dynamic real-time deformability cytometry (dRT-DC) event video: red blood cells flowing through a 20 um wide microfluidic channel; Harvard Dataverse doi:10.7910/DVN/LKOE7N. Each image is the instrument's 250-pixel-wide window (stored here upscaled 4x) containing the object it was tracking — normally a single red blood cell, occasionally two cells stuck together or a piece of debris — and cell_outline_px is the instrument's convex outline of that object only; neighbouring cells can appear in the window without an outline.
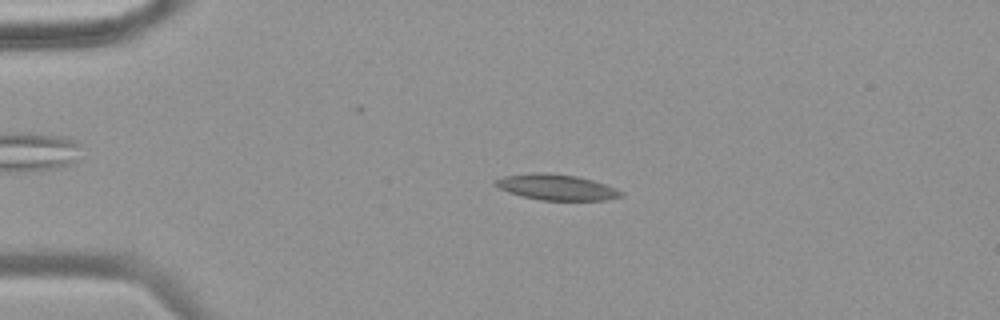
{"species": "common noctule bat (a hibernating species)", "species_latin": "Nyctalus noctula", "temperature_condition": "warm", "stored_images_in_passage": 42, "camera_frame_rate_fps": 3000, "um_per_image_px": 0.085, "animal": {"sex": "female", "body_mass_g": 18.4}, "frame": {"image": 1, "passage_image": 1, "time_ms": 0.0, "image_size_px": [1000, 320], "cell_outline_px": [[624, 196], [604, 200], [544, 200], [524, 196], [500, 188], [492, 184], [492, 180], [504, 176], [540, 172], [576, 176], [592, 180], [616, 188], [624, 192]], "centroid_in_image_um": [47.32, 15.91], "position_along_channel_um": 37.7, "area_um2": 18.55}}
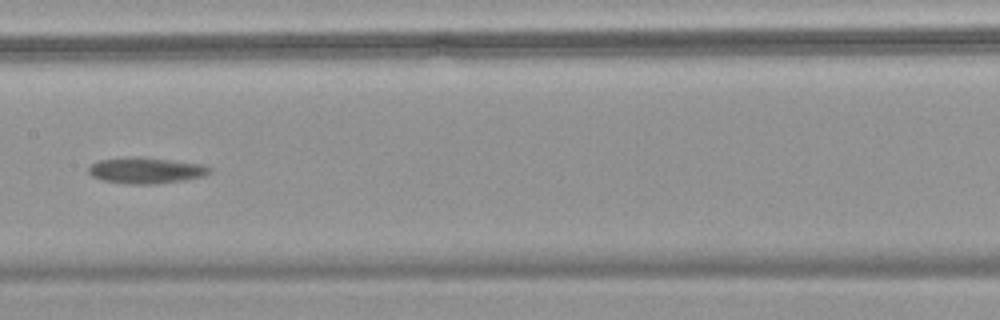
{"frame": {"image": 2, "passage_image": 16, "time_ms": 5.0, "image_size_px": [1000, 320], "cell_outline_px": [[212, 172], [204, 176], [184, 180], [156, 184], [128, 184], [104, 180], [92, 176], [88, 172], [88, 168], [92, 164], [100, 160], [136, 156], [140, 156], [172, 160], [200, 164], [212, 168]], "centroid_in_image_um": [12.43, 14.48], "position_along_channel_um": 195.0, "area_um2": 18.38}}
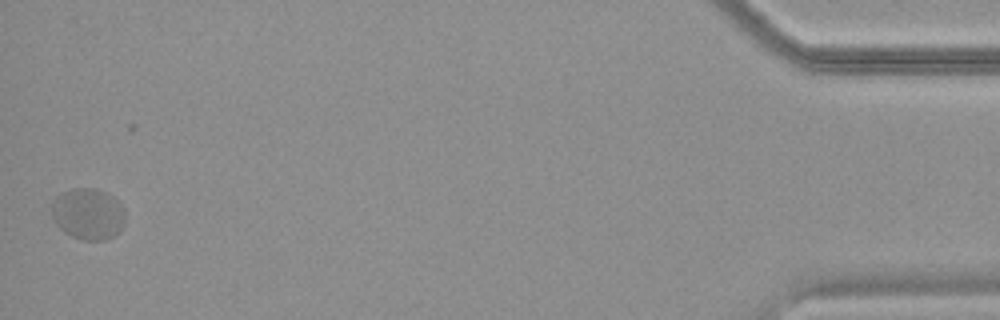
{"frame": {"image": 3, "passage_image": 40, "time_ms": 13.0, "image_size_px": [1000, 320], "cell_outline_px": [[124, 224], [112, 236], [104, 240], [84, 240], [72, 236], [64, 232], [56, 224], [52, 216], [52, 200], [60, 192], [72, 188], [96, 188], [108, 192], [120, 200], [124, 208]], "centroid_in_image_um": [7.48, 18.14], "position_along_channel_um": 427.7, "area_um2": 22.31}}